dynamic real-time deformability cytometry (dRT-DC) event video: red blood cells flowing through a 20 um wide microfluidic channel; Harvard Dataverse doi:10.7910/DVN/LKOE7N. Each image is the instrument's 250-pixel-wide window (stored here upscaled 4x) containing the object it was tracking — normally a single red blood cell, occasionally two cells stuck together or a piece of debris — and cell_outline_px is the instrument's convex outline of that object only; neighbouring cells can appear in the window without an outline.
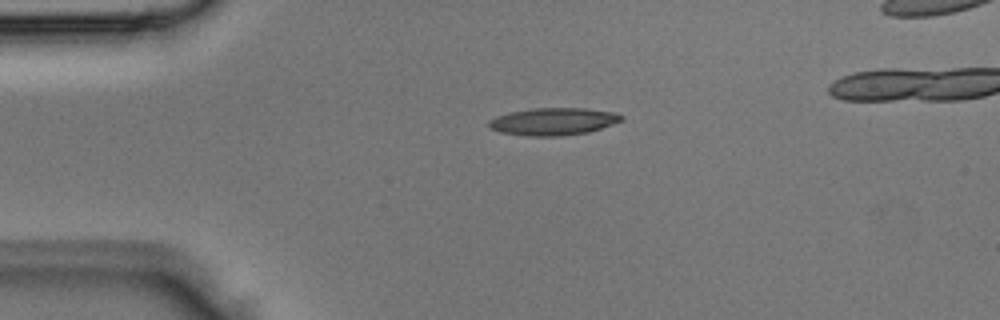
{"species": "Egyptian fruit bat (a non-hibernating species)", "species_latin": "Rousettus aegyptiacus", "temperature_condition": "room temperature", "stored_images_in_passage": 2, "camera_frame_rate_fps": 3000, "um_per_image_px": 0.085, "animal": {"sex": "male"}, "frame": {"image": 1, "passage_image": 1, "time_ms": 0.0, "image_size_px": [1000, 320], "cell_outline_px": [[624, 120], [588, 132], [560, 136], [528, 136], [500, 132], [488, 128], [488, 120], [496, 116], [508, 112], [532, 108], [584, 108], [616, 112], [624, 116]], "centroid_in_image_um": [47.01, 10.32], "position_along_channel_um": 38.0, "area_um2": 21.33}}